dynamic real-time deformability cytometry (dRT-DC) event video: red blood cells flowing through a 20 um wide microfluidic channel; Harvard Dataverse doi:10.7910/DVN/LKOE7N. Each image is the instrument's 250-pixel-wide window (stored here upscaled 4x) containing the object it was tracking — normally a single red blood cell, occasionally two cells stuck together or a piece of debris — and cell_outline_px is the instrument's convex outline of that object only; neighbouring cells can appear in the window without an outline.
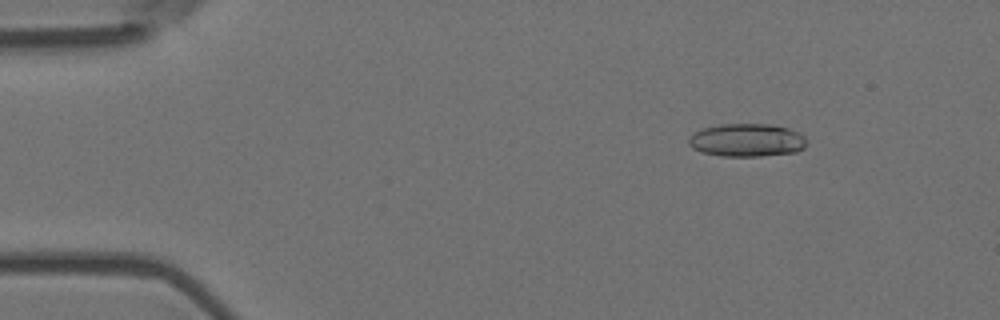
{"species": "Egyptian fruit bat (a non-hibernating species)", "species_latin": "Rousettus aegyptiacus", "temperature_condition": "room temperature", "stored_images_in_passage": 14, "camera_frame_rate_fps": 3000, "um_per_image_px": 0.085, "animal": {"sex": "female"}, "frame": {"image": 1, "passage_image": 7, "time_ms": 2.0, "image_size_px": [1000, 320], "cell_outline_px": [[808, 140], [804, 148], [796, 152], [760, 156], [724, 156], [704, 152], [692, 148], [688, 144], [688, 140], [692, 132], [704, 128], [720, 124], [768, 124], [788, 128], [800, 132]], "centroid_in_image_um": [63.5, 11.91], "position_along_channel_um": 21.5, "area_um2": 22.83}}